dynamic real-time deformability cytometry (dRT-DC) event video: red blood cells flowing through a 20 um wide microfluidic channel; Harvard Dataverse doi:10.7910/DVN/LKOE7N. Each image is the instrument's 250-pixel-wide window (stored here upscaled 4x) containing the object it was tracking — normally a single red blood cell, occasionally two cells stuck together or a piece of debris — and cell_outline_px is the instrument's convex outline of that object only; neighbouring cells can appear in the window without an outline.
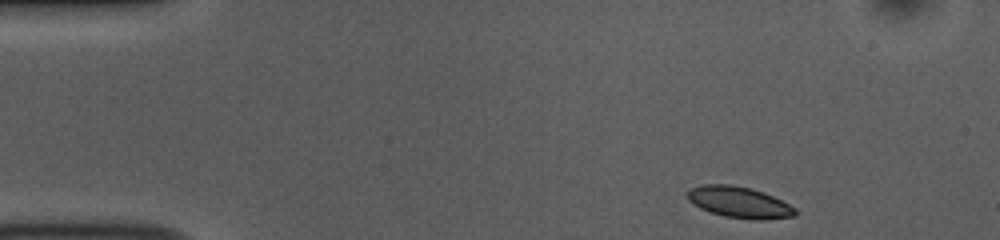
{"species": "common noctule bat (a hibernating species)", "species_latin": "Nyctalus noctula", "temperature_condition": "room temperature", "stored_images_in_passage": 46, "camera_frame_rate_fps": 3000, "um_per_image_px": 0.085, "animal": {"sex": "female", "body_mass_g": 10.0, "forearm_length_mm": 53.1}, "frame": {"image": 1, "passage_image": 1, "time_ms": 0.0, "image_size_px": [1000, 240], "cell_outline_px": [[796, 216], [764, 220], [752, 220], [724, 216], [700, 208], [688, 200], [688, 192], [692, 188], [704, 184], [728, 184], [752, 188], [764, 192], [796, 208]], "centroid_in_image_um": [62.86, 17.2], "position_along_channel_um": 22.1, "area_um2": 19.54}}
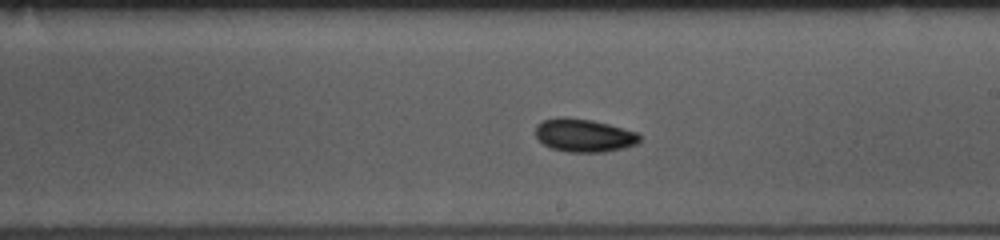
{"frame": {"image": 2, "passage_image": 24, "time_ms": 7.667, "image_size_px": [1000, 240], "cell_outline_px": [[640, 140], [636, 144], [624, 148], [604, 152], [568, 152], [552, 148], [544, 144], [536, 136], [536, 124], [540, 120], [560, 116], [564, 116], [592, 120], [608, 124], [636, 132], [640, 136]], "centroid_in_image_um": [49.61, 11.49], "position_along_channel_um": 239.4, "area_um2": 20.17}}
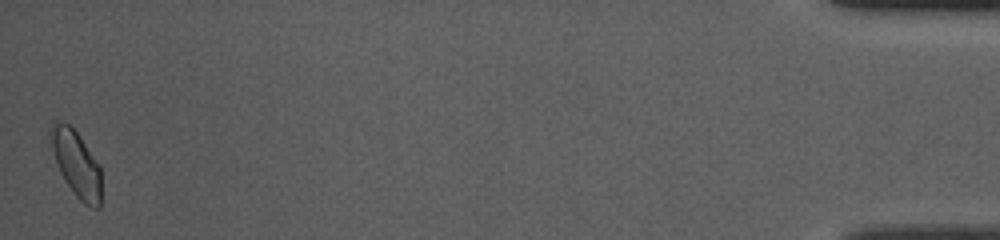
{"frame": {"image": 3, "passage_image": 46, "time_ms": 15.0, "image_size_px": [1000, 240], "cell_outline_px": [[100, 208], [92, 208], [84, 204], [76, 196], [64, 180], [60, 172], [52, 148], [48, 132], [48, 128], [56, 120], [68, 124], [76, 132], [100, 168]], "centroid_in_image_um": [6.45, 13.92], "position_along_channel_um": 428.7, "area_um2": 19.02}, "authors_computed_cell_mechanics": {"area_um2": 19.1607, "velocity_mm_per_s": 3.8321, "shape_relaxation_time_tau1_ms": 4.6681, "shape_relaxation_time_tau2_ms": 6.9076, "deformation_change_tau1": 0.0963, "deformation_change_tau2": 0.1019}}